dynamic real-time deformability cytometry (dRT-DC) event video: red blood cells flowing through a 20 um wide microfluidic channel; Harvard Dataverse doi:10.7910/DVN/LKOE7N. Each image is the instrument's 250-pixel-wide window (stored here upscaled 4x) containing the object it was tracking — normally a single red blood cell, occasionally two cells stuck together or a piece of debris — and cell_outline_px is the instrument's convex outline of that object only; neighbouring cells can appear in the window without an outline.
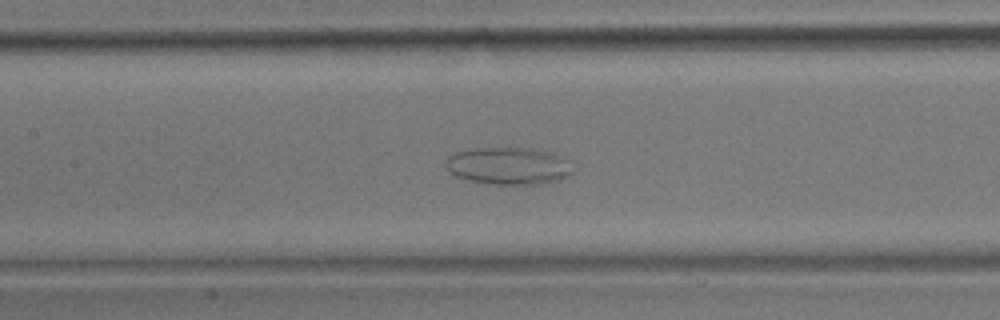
{"species": "common noctule bat (a hibernating species)", "species_latin": "Nyctalus noctula", "temperature_condition": "room temperature", "stored_images_in_passage": 29, "camera_frame_rate_fps": 3000, "um_per_image_px": 0.085, "animal": {"sex": "male", "body_mass_g": 17.9}, "frame": {"image": 1, "passage_image": 12, "time_ms": 3.667, "image_size_px": [1000, 320], "cell_outline_px": [[572, 172], [568, 176], [556, 180], [540, 184], [488, 184], [468, 180], [456, 176], [444, 164], [448, 156], [456, 152], [480, 148], [532, 148], [552, 152], [572, 160]], "centroid_in_image_um": [43.27, 14.09], "position_along_channel_um": 164.1, "area_um2": 27.74}}
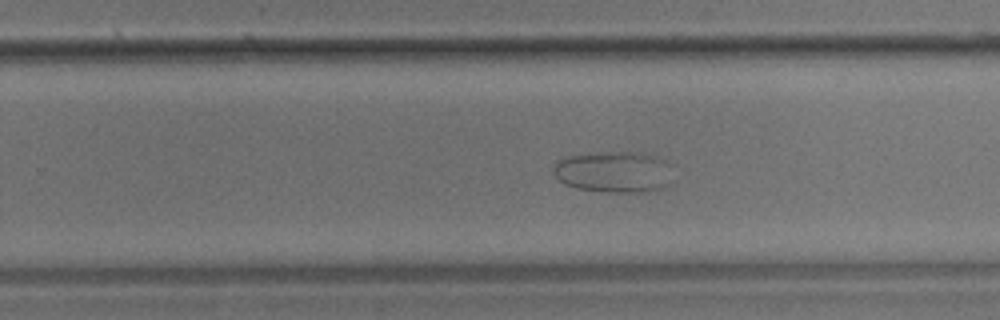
{"frame": {"image": 2, "passage_image": 22, "time_ms": 7.0, "image_size_px": [1000, 320], "cell_outline_px": [[676, 180], [672, 184], [664, 188], [644, 192], [608, 192], [580, 188], [564, 184], [552, 172], [552, 168], [556, 160], [568, 156], [608, 152], [640, 152], [656, 156], [668, 160]], "centroid_in_image_um": [52.28, 14.61], "position_along_channel_um": 277.5, "area_um2": 29.36}}